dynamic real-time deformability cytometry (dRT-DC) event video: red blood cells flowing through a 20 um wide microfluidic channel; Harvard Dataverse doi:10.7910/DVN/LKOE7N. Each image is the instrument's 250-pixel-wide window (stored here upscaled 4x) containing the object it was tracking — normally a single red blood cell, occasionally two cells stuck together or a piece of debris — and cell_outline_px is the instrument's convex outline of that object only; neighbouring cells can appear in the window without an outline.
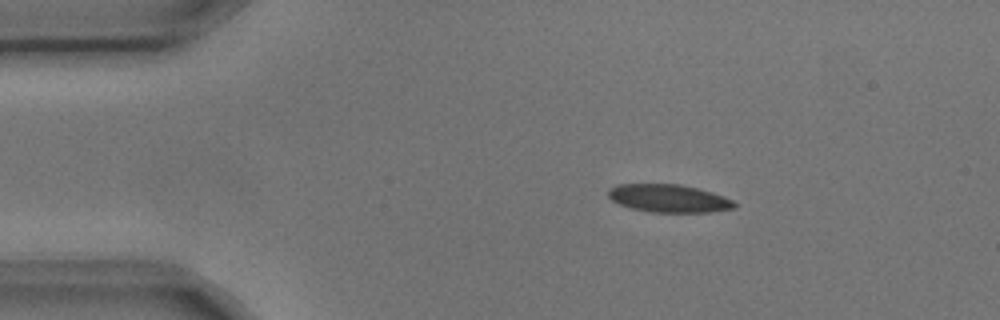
{"species": "common noctule bat (a hibernating species)", "species_latin": "Nyctalus noctula", "temperature_condition": "cold", "stored_images_in_passage": 8, "camera_frame_rate_fps": 3000, "um_per_image_px": 0.085, "animal": {"sex": "male", "body_mass_g": 17.9, "forearm_length_mm": 54.2}, "frame": {"image": 1, "passage_image": 1, "time_ms": 0.0, "image_size_px": [1000, 320], "cell_outline_px": [[736, 208], [708, 212], [652, 212], [632, 208], [620, 204], [612, 200], [608, 196], [608, 188], [616, 184], [680, 184], [712, 192], [724, 196], [732, 200], [736, 204]], "centroid_in_image_um": [56.84, 16.85], "position_along_channel_um": 28.2, "area_um2": 20.46}}
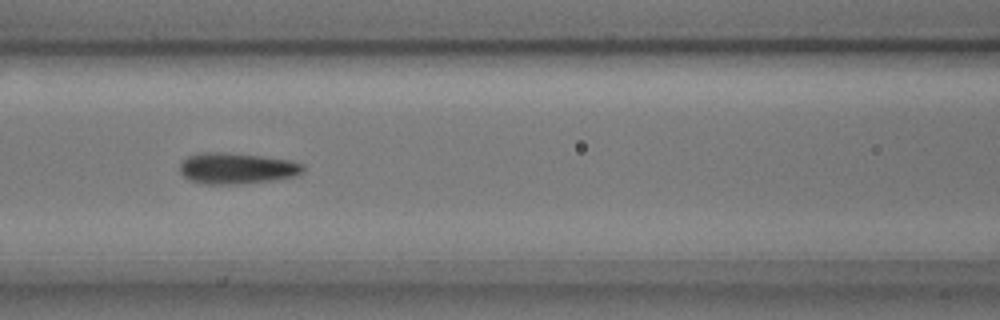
{"frame": {"image": 2, "passage_image": 5, "time_ms": 1.333, "image_size_px": [1000, 320], "cell_outline_px": [[304, 172], [296, 176], [272, 180], [236, 184], [204, 184], [188, 180], [180, 172], [180, 164], [188, 156], [204, 152], [224, 152], [264, 156], [288, 160], [304, 164]], "centroid_in_image_um": [20.13, 14.31], "position_along_channel_um": 146.5, "area_um2": 22.37}}
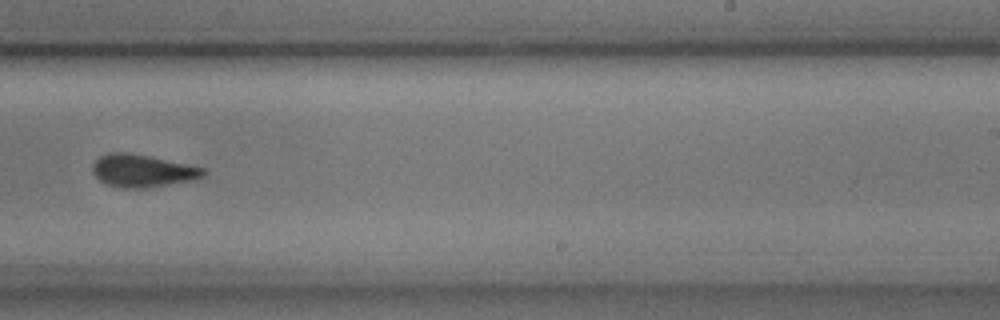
{"frame": {"image": 3, "passage_image": 8, "time_ms": 2.333, "image_size_px": [1000, 320], "cell_outline_px": [[204, 176], [196, 180], [144, 188], [120, 188], [108, 184], [100, 180], [92, 172], [92, 164], [100, 156], [108, 152], [132, 152], [204, 168]], "centroid_in_image_um": [12.09, 14.51], "position_along_channel_um": 276.9, "area_um2": 21.1}}